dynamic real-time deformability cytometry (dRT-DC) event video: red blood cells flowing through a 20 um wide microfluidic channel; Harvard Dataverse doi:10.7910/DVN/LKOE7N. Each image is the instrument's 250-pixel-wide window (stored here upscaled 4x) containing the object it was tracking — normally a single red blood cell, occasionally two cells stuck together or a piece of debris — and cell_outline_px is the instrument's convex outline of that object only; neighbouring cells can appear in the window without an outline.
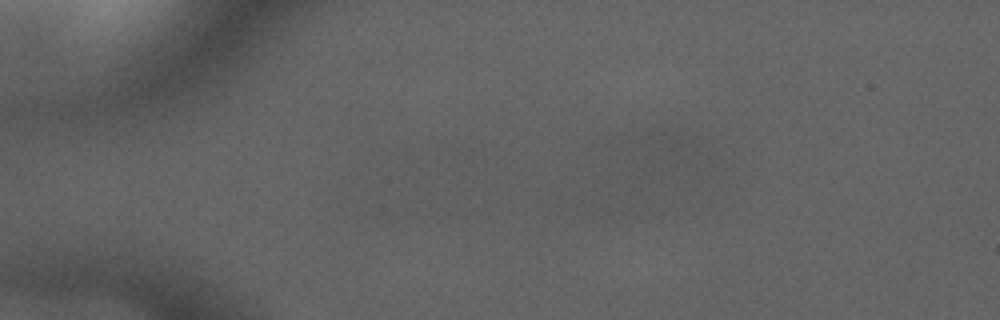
{"species": "common noctule bat (a hibernating species)", "species_latin": "Nyctalus noctula", "temperature_condition": "cold", "stored_images_in_passage": 2, "camera_frame_rate_fps": 3000, "um_per_image_px": 0.085, "animal": {"sex": "male", "forearm_length_mm": 52.5}, "frame": {"image": 1, "passage_image": 1, "time_ms": 0.0, "image_size_px": [1000, 320], "cell_outline_px": [[700, 156], [660, 180], [628, 192], [616, 144], [624, 140], [644, 132], [676, 132], [688, 136], [696, 144]], "centroid_in_image_um": [55.61, 13.32], "position_along_channel_um": 29.4, "area_um2": 23.7}}